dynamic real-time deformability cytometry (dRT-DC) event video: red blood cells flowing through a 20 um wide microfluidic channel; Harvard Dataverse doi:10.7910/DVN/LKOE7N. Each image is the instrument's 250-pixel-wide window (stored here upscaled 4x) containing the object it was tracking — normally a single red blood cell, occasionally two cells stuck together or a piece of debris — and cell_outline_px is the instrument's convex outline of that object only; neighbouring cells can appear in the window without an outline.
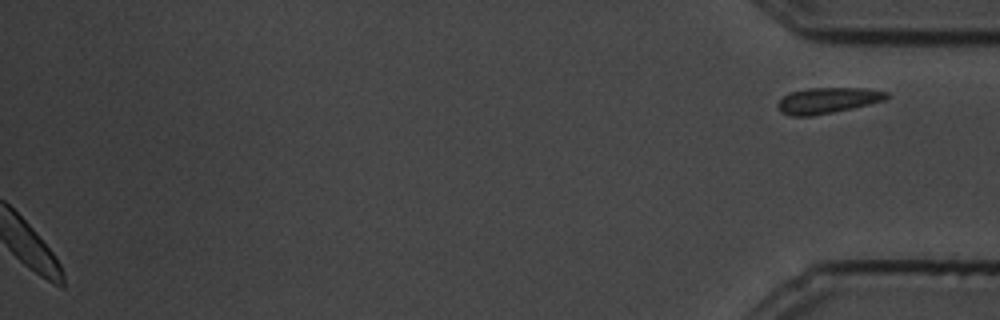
{"species": "common noctule bat (a hibernating species)", "species_latin": "Nyctalus noctula", "temperature_condition": "cold", "stored_images_in_passage": 71, "segment_of_instrument_passage": [2, 2], "camera_frame_rate_fps": 3000, "um_per_image_px": 0.085, "animal": {"sex": "male", "body_mass_g": 19.5, "forearm_length_mm": 54.6}, "frame": {"image": 1, "passage_image": 71, "time_ms": 23.333, "image_size_px": [1000, 320], "cell_outline_px": [[892, 96], [884, 100], [852, 108], [812, 116], [788, 116], [780, 112], [776, 104], [788, 92], [804, 88], [868, 88], [888, 92]], "centroid_in_image_um": [70.33, 8.53], "position_along_channel_um": 364.9, "area_um2": 16.59}}